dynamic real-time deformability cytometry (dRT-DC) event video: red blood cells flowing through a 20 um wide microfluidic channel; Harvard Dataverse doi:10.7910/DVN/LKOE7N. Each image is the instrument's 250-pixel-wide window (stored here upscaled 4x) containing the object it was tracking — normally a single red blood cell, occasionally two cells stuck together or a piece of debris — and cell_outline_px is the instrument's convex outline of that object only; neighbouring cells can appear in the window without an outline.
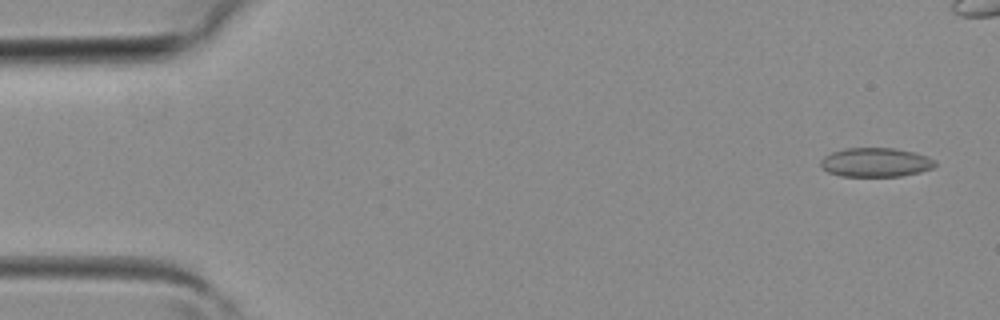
{"species": "common noctule bat (a hibernating species)", "species_latin": "Nyctalus noctula", "temperature_condition": "room temperature", "stored_images_in_passage": 12, "segment_of_instrument_passage": [1, 2], "camera_frame_rate_fps": 3000, "um_per_image_px": 0.085, "animal": {"sex": "female", "body_mass_g": 19.3, "forearm_length_mm": 54.1}, "frame": {"image": 1, "passage_image": 1, "time_ms": 0.0, "image_size_px": [1000, 320], "cell_outline_px": [[936, 164], [932, 168], [920, 172], [900, 176], [840, 176], [828, 172], [820, 164], [820, 160], [824, 156], [832, 152], [844, 148], [896, 148], [928, 156], [936, 160]], "centroid_in_image_um": [74.43, 13.79], "position_along_channel_um": 10.6, "area_um2": 19.42}}